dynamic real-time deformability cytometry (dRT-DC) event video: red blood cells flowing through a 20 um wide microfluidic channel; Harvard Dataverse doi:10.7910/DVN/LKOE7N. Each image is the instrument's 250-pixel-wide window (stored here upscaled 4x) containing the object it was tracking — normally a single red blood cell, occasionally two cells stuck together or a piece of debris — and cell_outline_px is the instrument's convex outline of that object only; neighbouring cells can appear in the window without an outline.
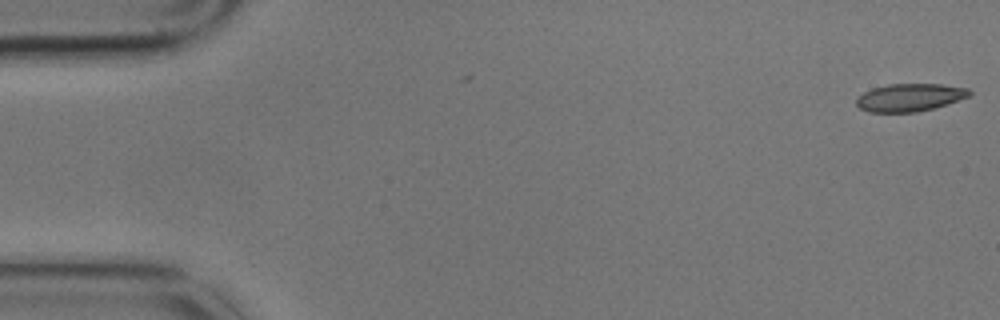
{"species": "common noctule bat (a hibernating species)", "species_latin": "Nyctalus noctula", "temperature_condition": "cold", "stored_images_in_passage": 2, "camera_frame_rate_fps": 3000, "um_per_image_px": 0.085, "animal": {"sex": "male", "body_mass_g": 17.9}, "frame": {"image": 1, "passage_image": 1, "time_ms": 0.0, "image_size_px": [1000, 320], "cell_outline_px": [[972, 92], [968, 96], [948, 104], [916, 112], [868, 112], [860, 108], [856, 104], [856, 100], [864, 92], [872, 88], [888, 84], [940, 84], [968, 88]], "centroid_in_image_um": [77.32, 8.28], "position_along_channel_um": 7.7, "area_um2": 18.15}}